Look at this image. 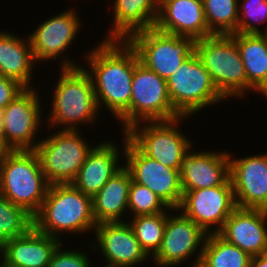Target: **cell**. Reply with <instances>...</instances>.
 <instances>
[{
    "label": "cell",
    "mask_w": 267,
    "mask_h": 267,
    "mask_svg": "<svg viewBox=\"0 0 267 267\" xmlns=\"http://www.w3.org/2000/svg\"><path fill=\"white\" fill-rule=\"evenodd\" d=\"M91 49L82 60L92 79L100 113L104 105L122 123L120 130L125 133L130 129L131 86L140 61L138 54L127 40H101Z\"/></svg>",
    "instance_id": "6da1fadb"
},
{
    "label": "cell",
    "mask_w": 267,
    "mask_h": 267,
    "mask_svg": "<svg viewBox=\"0 0 267 267\" xmlns=\"http://www.w3.org/2000/svg\"><path fill=\"white\" fill-rule=\"evenodd\" d=\"M59 69L51 109L46 115L47 128L79 131L80 125L92 126L101 113L90 75L83 65Z\"/></svg>",
    "instance_id": "7a4b0ae2"
},
{
    "label": "cell",
    "mask_w": 267,
    "mask_h": 267,
    "mask_svg": "<svg viewBox=\"0 0 267 267\" xmlns=\"http://www.w3.org/2000/svg\"><path fill=\"white\" fill-rule=\"evenodd\" d=\"M33 219L34 227L39 232L58 239L67 233L86 235L91 231L92 234L97 225L93 216L92 197L72 184L50 185L42 206Z\"/></svg>",
    "instance_id": "3957f363"
},
{
    "label": "cell",
    "mask_w": 267,
    "mask_h": 267,
    "mask_svg": "<svg viewBox=\"0 0 267 267\" xmlns=\"http://www.w3.org/2000/svg\"><path fill=\"white\" fill-rule=\"evenodd\" d=\"M49 187L35 150L10 151L0 161V193L33 217Z\"/></svg>",
    "instance_id": "277c9868"
},
{
    "label": "cell",
    "mask_w": 267,
    "mask_h": 267,
    "mask_svg": "<svg viewBox=\"0 0 267 267\" xmlns=\"http://www.w3.org/2000/svg\"><path fill=\"white\" fill-rule=\"evenodd\" d=\"M194 52L227 101L243 98L249 91L258 93L248 83L239 49L231 35H211L196 40Z\"/></svg>",
    "instance_id": "5b68a950"
},
{
    "label": "cell",
    "mask_w": 267,
    "mask_h": 267,
    "mask_svg": "<svg viewBox=\"0 0 267 267\" xmlns=\"http://www.w3.org/2000/svg\"><path fill=\"white\" fill-rule=\"evenodd\" d=\"M166 81L173 108L181 117H192L226 100L195 52Z\"/></svg>",
    "instance_id": "8992f818"
},
{
    "label": "cell",
    "mask_w": 267,
    "mask_h": 267,
    "mask_svg": "<svg viewBox=\"0 0 267 267\" xmlns=\"http://www.w3.org/2000/svg\"><path fill=\"white\" fill-rule=\"evenodd\" d=\"M86 140L82 131L55 129L53 134L39 140L35 151L50 185L71 184L75 180L88 153L95 146Z\"/></svg>",
    "instance_id": "52a82bcc"
},
{
    "label": "cell",
    "mask_w": 267,
    "mask_h": 267,
    "mask_svg": "<svg viewBox=\"0 0 267 267\" xmlns=\"http://www.w3.org/2000/svg\"><path fill=\"white\" fill-rule=\"evenodd\" d=\"M184 119L188 120L179 117L170 121L138 123L125 134L146 156L163 166L181 169L194 142L179 127Z\"/></svg>",
    "instance_id": "ba28073f"
},
{
    "label": "cell",
    "mask_w": 267,
    "mask_h": 267,
    "mask_svg": "<svg viewBox=\"0 0 267 267\" xmlns=\"http://www.w3.org/2000/svg\"><path fill=\"white\" fill-rule=\"evenodd\" d=\"M127 41L147 68L167 80L194 53L195 41L155 27L133 33Z\"/></svg>",
    "instance_id": "9c48e42d"
},
{
    "label": "cell",
    "mask_w": 267,
    "mask_h": 267,
    "mask_svg": "<svg viewBox=\"0 0 267 267\" xmlns=\"http://www.w3.org/2000/svg\"><path fill=\"white\" fill-rule=\"evenodd\" d=\"M34 87L26 88L0 112V130L11 151L35 150L41 138L37 140L39 128L45 123L44 106L40 91Z\"/></svg>",
    "instance_id": "30bf717a"
},
{
    "label": "cell",
    "mask_w": 267,
    "mask_h": 267,
    "mask_svg": "<svg viewBox=\"0 0 267 267\" xmlns=\"http://www.w3.org/2000/svg\"><path fill=\"white\" fill-rule=\"evenodd\" d=\"M75 8L66 9L60 14H55L39 24L29 35L35 61H57L61 68H77L82 65L76 63L68 55L70 45L81 31L82 21ZM67 50V51H66ZM61 62V63H60Z\"/></svg>",
    "instance_id": "8fae6325"
},
{
    "label": "cell",
    "mask_w": 267,
    "mask_h": 267,
    "mask_svg": "<svg viewBox=\"0 0 267 267\" xmlns=\"http://www.w3.org/2000/svg\"><path fill=\"white\" fill-rule=\"evenodd\" d=\"M179 117L171 103L167 81L139 61L131 86L130 128L142 122L170 121Z\"/></svg>",
    "instance_id": "7c38bea8"
},
{
    "label": "cell",
    "mask_w": 267,
    "mask_h": 267,
    "mask_svg": "<svg viewBox=\"0 0 267 267\" xmlns=\"http://www.w3.org/2000/svg\"><path fill=\"white\" fill-rule=\"evenodd\" d=\"M207 235L193 220L180 213V210L169 208L164 236L151 262H155L153 264L156 267H175L189 261L197 253L189 267H198Z\"/></svg>",
    "instance_id": "4fadbf2b"
},
{
    "label": "cell",
    "mask_w": 267,
    "mask_h": 267,
    "mask_svg": "<svg viewBox=\"0 0 267 267\" xmlns=\"http://www.w3.org/2000/svg\"><path fill=\"white\" fill-rule=\"evenodd\" d=\"M124 158V166L133 182L150 189L169 208L178 209L183 196L181 169L163 166L157 160L146 156L126 134Z\"/></svg>",
    "instance_id": "5bb4252c"
},
{
    "label": "cell",
    "mask_w": 267,
    "mask_h": 267,
    "mask_svg": "<svg viewBox=\"0 0 267 267\" xmlns=\"http://www.w3.org/2000/svg\"><path fill=\"white\" fill-rule=\"evenodd\" d=\"M182 192L178 210L207 234L218 233L237 208L230 178L221 186Z\"/></svg>",
    "instance_id": "9a60e30c"
},
{
    "label": "cell",
    "mask_w": 267,
    "mask_h": 267,
    "mask_svg": "<svg viewBox=\"0 0 267 267\" xmlns=\"http://www.w3.org/2000/svg\"><path fill=\"white\" fill-rule=\"evenodd\" d=\"M94 233L96 243L91 241L87 246L91 252L99 248L105 261L102 267H138L149 259L127 221L99 223Z\"/></svg>",
    "instance_id": "2e32d148"
},
{
    "label": "cell",
    "mask_w": 267,
    "mask_h": 267,
    "mask_svg": "<svg viewBox=\"0 0 267 267\" xmlns=\"http://www.w3.org/2000/svg\"><path fill=\"white\" fill-rule=\"evenodd\" d=\"M260 154L235 159L228 151L230 181L239 208L267 207V152Z\"/></svg>",
    "instance_id": "e0dca14e"
},
{
    "label": "cell",
    "mask_w": 267,
    "mask_h": 267,
    "mask_svg": "<svg viewBox=\"0 0 267 267\" xmlns=\"http://www.w3.org/2000/svg\"><path fill=\"white\" fill-rule=\"evenodd\" d=\"M122 137L124 142L122 148L120 144L111 140L102 141V143L100 142V144L94 146L71 184L85 195L93 198L123 166L120 162L124 161L121 158L124 156L125 133H122Z\"/></svg>",
    "instance_id": "ac0fdd59"
},
{
    "label": "cell",
    "mask_w": 267,
    "mask_h": 267,
    "mask_svg": "<svg viewBox=\"0 0 267 267\" xmlns=\"http://www.w3.org/2000/svg\"><path fill=\"white\" fill-rule=\"evenodd\" d=\"M155 28L194 41L211 36L202 0H160Z\"/></svg>",
    "instance_id": "d6986e66"
},
{
    "label": "cell",
    "mask_w": 267,
    "mask_h": 267,
    "mask_svg": "<svg viewBox=\"0 0 267 267\" xmlns=\"http://www.w3.org/2000/svg\"><path fill=\"white\" fill-rule=\"evenodd\" d=\"M218 234L251 257L267 252V214L265 209L237 207Z\"/></svg>",
    "instance_id": "ffe728a7"
},
{
    "label": "cell",
    "mask_w": 267,
    "mask_h": 267,
    "mask_svg": "<svg viewBox=\"0 0 267 267\" xmlns=\"http://www.w3.org/2000/svg\"><path fill=\"white\" fill-rule=\"evenodd\" d=\"M182 191L223 185L229 178L228 151H192L186 154L181 170Z\"/></svg>",
    "instance_id": "44dd1931"
},
{
    "label": "cell",
    "mask_w": 267,
    "mask_h": 267,
    "mask_svg": "<svg viewBox=\"0 0 267 267\" xmlns=\"http://www.w3.org/2000/svg\"><path fill=\"white\" fill-rule=\"evenodd\" d=\"M63 242L39 232L34 226L24 235L0 246V260L8 267H48L51 257Z\"/></svg>",
    "instance_id": "7402d4cb"
},
{
    "label": "cell",
    "mask_w": 267,
    "mask_h": 267,
    "mask_svg": "<svg viewBox=\"0 0 267 267\" xmlns=\"http://www.w3.org/2000/svg\"><path fill=\"white\" fill-rule=\"evenodd\" d=\"M109 34L103 40H127L133 33L154 28L160 0H114Z\"/></svg>",
    "instance_id": "603a6c76"
},
{
    "label": "cell",
    "mask_w": 267,
    "mask_h": 267,
    "mask_svg": "<svg viewBox=\"0 0 267 267\" xmlns=\"http://www.w3.org/2000/svg\"><path fill=\"white\" fill-rule=\"evenodd\" d=\"M35 61L28 35L26 38L0 30V75L32 88Z\"/></svg>",
    "instance_id": "cb8c5ba5"
},
{
    "label": "cell",
    "mask_w": 267,
    "mask_h": 267,
    "mask_svg": "<svg viewBox=\"0 0 267 267\" xmlns=\"http://www.w3.org/2000/svg\"><path fill=\"white\" fill-rule=\"evenodd\" d=\"M131 183V175L123 164L92 198L93 216L97 224L104 222H125L123 216H125L126 211L128 212V198Z\"/></svg>",
    "instance_id": "d4e9b609"
},
{
    "label": "cell",
    "mask_w": 267,
    "mask_h": 267,
    "mask_svg": "<svg viewBox=\"0 0 267 267\" xmlns=\"http://www.w3.org/2000/svg\"><path fill=\"white\" fill-rule=\"evenodd\" d=\"M239 49L248 83L267 99V34H231Z\"/></svg>",
    "instance_id": "484cf974"
},
{
    "label": "cell",
    "mask_w": 267,
    "mask_h": 267,
    "mask_svg": "<svg viewBox=\"0 0 267 267\" xmlns=\"http://www.w3.org/2000/svg\"><path fill=\"white\" fill-rule=\"evenodd\" d=\"M252 257L218 233L207 235L198 267H250Z\"/></svg>",
    "instance_id": "4316f807"
},
{
    "label": "cell",
    "mask_w": 267,
    "mask_h": 267,
    "mask_svg": "<svg viewBox=\"0 0 267 267\" xmlns=\"http://www.w3.org/2000/svg\"><path fill=\"white\" fill-rule=\"evenodd\" d=\"M169 209L154 215L135 216L128 223L132 227L141 248L152 259L160 248Z\"/></svg>",
    "instance_id": "83f0119b"
},
{
    "label": "cell",
    "mask_w": 267,
    "mask_h": 267,
    "mask_svg": "<svg viewBox=\"0 0 267 267\" xmlns=\"http://www.w3.org/2000/svg\"><path fill=\"white\" fill-rule=\"evenodd\" d=\"M205 20L211 35L237 32L238 0H202Z\"/></svg>",
    "instance_id": "f1b7e54d"
},
{
    "label": "cell",
    "mask_w": 267,
    "mask_h": 267,
    "mask_svg": "<svg viewBox=\"0 0 267 267\" xmlns=\"http://www.w3.org/2000/svg\"><path fill=\"white\" fill-rule=\"evenodd\" d=\"M33 226V216L0 193V246L11 238L24 235Z\"/></svg>",
    "instance_id": "f546056e"
},
{
    "label": "cell",
    "mask_w": 267,
    "mask_h": 267,
    "mask_svg": "<svg viewBox=\"0 0 267 267\" xmlns=\"http://www.w3.org/2000/svg\"><path fill=\"white\" fill-rule=\"evenodd\" d=\"M238 4L236 33L267 34V24L264 31L257 26L267 23V0H243Z\"/></svg>",
    "instance_id": "4dcf8cb0"
},
{
    "label": "cell",
    "mask_w": 267,
    "mask_h": 267,
    "mask_svg": "<svg viewBox=\"0 0 267 267\" xmlns=\"http://www.w3.org/2000/svg\"><path fill=\"white\" fill-rule=\"evenodd\" d=\"M168 209L169 207L150 189L132 181L128 198V212L131 211V216L154 215Z\"/></svg>",
    "instance_id": "1f68e13d"
},
{
    "label": "cell",
    "mask_w": 267,
    "mask_h": 267,
    "mask_svg": "<svg viewBox=\"0 0 267 267\" xmlns=\"http://www.w3.org/2000/svg\"><path fill=\"white\" fill-rule=\"evenodd\" d=\"M63 244L64 242H61L54 251L48 267H92L90 255L84 253L83 250L62 249Z\"/></svg>",
    "instance_id": "d6a6232c"
},
{
    "label": "cell",
    "mask_w": 267,
    "mask_h": 267,
    "mask_svg": "<svg viewBox=\"0 0 267 267\" xmlns=\"http://www.w3.org/2000/svg\"><path fill=\"white\" fill-rule=\"evenodd\" d=\"M25 89L18 81L0 75V112Z\"/></svg>",
    "instance_id": "836d02e7"
},
{
    "label": "cell",
    "mask_w": 267,
    "mask_h": 267,
    "mask_svg": "<svg viewBox=\"0 0 267 267\" xmlns=\"http://www.w3.org/2000/svg\"><path fill=\"white\" fill-rule=\"evenodd\" d=\"M250 267H267V252L261 255L253 256Z\"/></svg>",
    "instance_id": "e575fe53"
},
{
    "label": "cell",
    "mask_w": 267,
    "mask_h": 267,
    "mask_svg": "<svg viewBox=\"0 0 267 267\" xmlns=\"http://www.w3.org/2000/svg\"><path fill=\"white\" fill-rule=\"evenodd\" d=\"M11 151V149L6 145L3 134L0 130V161Z\"/></svg>",
    "instance_id": "d590c367"
},
{
    "label": "cell",
    "mask_w": 267,
    "mask_h": 267,
    "mask_svg": "<svg viewBox=\"0 0 267 267\" xmlns=\"http://www.w3.org/2000/svg\"><path fill=\"white\" fill-rule=\"evenodd\" d=\"M0 267H8L2 261H0Z\"/></svg>",
    "instance_id": "8d00e7d4"
}]
</instances>
